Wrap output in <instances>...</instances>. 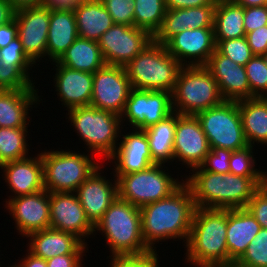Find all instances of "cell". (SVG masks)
Listing matches in <instances>:
<instances>
[{"mask_svg":"<svg viewBox=\"0 0 267 267\" xmlns=\"http://www.w3.org/2000/svg\"><path fill=\"white\" fill-rule=\"evenodd\" d=\"M195 208L192 191L185 182L170 196L140 208L146 246L157 253L154 245L169 239H181L186 245Z\"/></svg>","mask_w":267,"mask_h":267,"instance_id":"cell-1","label":"cell"},{"mask_svg":"<svg viewBox=\"0 0 267 267\" xmlns=\"http://www.w3.org/2000/svg\"><path fill=\"white\" fill-rule=\"evenodd\" d=\"M184 182L190 187L196 208H245L253 194L263 186V178H249L232 173L216 174L192 171Z\"/></svg>","mask_w":267,"mask_h":267,"instance_id":"cell-2","label":"cell"},{"mask_svg":"<svg viewBox=\"0 0 267 267\" xmlns=\"http://www.w3.org/2000/svg\"><path fill=\"white\" fill-rule=\"evenodd\" d=\"M227 209L195 208L185 263L195 267L228 265Z\"/></svg>","mask_w":267,"mask_h":267,"instance_id":"cell-3","label":"cell"},{"mask_svg":"<svg viewBox=\"0 0 267 267\" xmlns=\"http://www.w3.org/2000/svg\"><path fill=\"white\" fill-rule=\"evenodd\" d=\"M96 231H100L106 239L112 253L110 256H142L153 253L143 240L140 208L119 197L95 224L94 237Z\"/></svg>","mask_w":267,"mask_h":267,"instance_id":"cell-4","label":"cell"},{"mask_svg":"<svg viewBox=\"0 0 267 267\" xmlns=\"http://www.w3.org/2000/svg\"><path fill=\"white\" fill-rule=\"evenodd\" d=\"M125 68L133 89L172 93L182 65L153 40Z\"/></svg>","mask_w":267,"mask_h":267,"instance_id":"cell-5","label":"cell"},{"mask_svg":"<svg viewBox=\"0 0 267 267\" xmlns=\"http://www.w3.org/2000/svg\"><path fill=\"white\" fill-rule=\"evenodd\" d=\"M66 119L71 122L87 152L107 159L114 153L120 140L121 116L92 106L74 107ZM73 123V124H72Z\"/></svg>","mask_w":267,"mask_h":267,"instance_id":"cell-6","label":"cell"},{"mask_svg":"<svg viewBox=\"0 0 267 267\" xmlns=\"http://www.w3.org/2000/svg\"><path fill=\"white\" fill-rule=\"evenodd\" d=\"M223 101L217 81L205 66H182L172 92L174 112L196 115Z\"/></svg>","mask_w":267,"mask_h":267,"instance_id":"cell-7","label":"cell"},{"mask_svg":"<svg viewBox=\"0 0 267 267\" xmlns=\"http://www.w3.org/2000/svg\"><path fill=\"white\" fill-rule=\"evenodd\" d=\"M43 150L41 158L45 190L48 192H72L102 164L97 162L89 152L78 153L74 150ZM94 159V161H93ZM96 161V162H95Z\"/></svg>","mask_w":267,"mask_h":267,"instance_id":"cell-8","label":"cell"},{"mask_svg":"<svg viewBox=\"0 0 267 267\" xmlns=\"http://www.w3.org/2000/svg\"><path fill=\"white\" fill-rule=\"evenodd\" d=\"M165 168H168L165 164H153L142 171L113 175L118 183V197L142 208L170 196L184 183V175L180 176V181Z\"/></svg>","mask_w":267,"mask_h":267,"instance_id":"cell-9","label":"cell"},{"mask_svg":"<svg viewBox=\"0 0 267 267\" xmlns=\"http://www.w3.org/2000/svg\"><path fill=\"white\" fill-rule=\"evenodd\" d=\"M210 148L231 151L248 146L237 101L224 100L221 104L196 114Z\"/></svg>","mask_w":267,"mask_h":267,"instance_id":"cell-10","label":"cell"},{"mask_svg":"<svg viewBox=\"0 0 267 267\" xmlns=\"http://www.w3.org/2000/svg\"><path fill=\"white\" fill-rule=\"evenodd\" d=\"M173 112L172 93L132 88L121 115V123L123 127L129 125L132 129L145 130ZM124 122L127 125H123Z\"/></svg>","mask_w":267,"mask_h":267,"instance_id":"cell-11","label":"cell"},{"mask_svg":"<svg viewBox=\"0 0 267 267\" xmlns=\"http://www.w3.org/2000/svg\"><path fill=\"white\" fill-rule=\"evenodd\" d=\"M152 41L153 36L145 29L114 24L98 43L105 64L125 67Z\"/></svg>","mask_w":267,"mask_h":267,"instance_id":"cell-12","label":"cell"},{"mask_svg":"<svg viewBox=\"0 0 267 267\" xmlns=\"http://www.w3.org/2000/svg\"><path fill=\"white\" fill-rule=\"evenodd\" d=\"M131 89L125 67L105 64L93 74L90 106L121 116Z\"/></svg>","mask_w":267,"mask_h":267,"instance_id":"cell-13","label":"cell"},{"mask_svg":"<svg viewBox=\"0 0 267 267\" xmlns=\"http://www.w3.org/2000/svg\"><path fill=\"white\" fill-rule=\"evenodd\" d=\"M211 151L209 141L196 115H182L176 112V127L173 141V162L179 161L186 168L200 167Z\"/></svg>","mask_w":267,"mask_h":267,"instance_id":"cell-14","label":"cell"},{"mask_svg":"<svg viewBox=\"0 0 267 267\" xmlns=\"http://www.w3.org/2000/svg\"><path fill=\"white\" fill-rule=\"evenodd\" d=\"M17 37L24 53L35 63L46 57L50 9L45 5L16 10Z\"/></svg>","mask_w":267,"mask_h":267,"instance_id":"cell-15","label":"cell"},{"mask_svg":"<svg viewBox=\"0 0 267 267\" xmlns=\"http://www.w3.org/2000/svg\"><path fill=\"white\" fill-rule=\"evenodd\" d=\"M5 208L13 218L16 232L21 237L50 228V192L41 190L34 194L10 198Z\"/></svg>","mask_w":267,"mask_h":267,"instance_id":"cell-16","label":"cell"},{"mask_svg":"<svg viewBox=\"0 0 267 267\" xmlns=\"http://www.w3.org/2000/svg\"><path fill=\"white\" fill-rule=\"evenodd\" d=\"M49 210L50 228L73 233L86 244L85 240L94 235V225L87 218L76 193L50 192Z\"/></svg>","mask_w":267,"mask_h":267,"instance_id":"cell-17","label":"cell"},{"mask_svg":"<svg viewBox=\"0 0 267 267\" xmlns=\"http://www.w3.org/2000/svg\"><path fill=\"white\" fill-rule=\"evenodd\" d=\"M165 47L182 66H205L216 50L214 28L185 29Z\"/></svg>","mask_w":267,"mask_h":267,"instance_id":"cell-18","label":"cell"},{"mask_svg":"<svg viewBox=\"0 0 267 267\" xmlns=\"http://www.w3.org/2000/svg\"><path fill=\"white\" fill-rule=\"evenodd\" d=\"M101 172L104 174L102 165L75 192L87 218L94 226L118 197V183L115 176L113 181L106 179L107 177Z\"/></svg>","mask_w":267,"mask_h":267,"instance_id":"cell-19","label":"cell"},{"mask_svg":"<svg viewBox=\"0 0 267 267\" xmlns=\"http://www.w3.org/2000/svg\"><path fill=\"white\" fill-rule=\"evenodd\" d=\"M123 132L125 135L122 134ZM123 132L121 129L119 146L107 159L110 163L115 164L113 165L115 168L114 172L112 171L113 175L142 171L152 166L154 163L145 131L133 129L127 134L124 130Z\"/></svg>","mask_w":267,"mask_h":267,"instance_id":"cell-20","label":"cell"},{"mask_svg":"<svg viewBox=\"0 0 267 267\" xmlns=\"http://www.w3.org/2000/svg\"><path fill=\"white\" fill-rule=\"evenodd\" d=\"M205 67L217 81L224 100L250 99V86L245 66L238 65L216 49Z\"/></svg>","mask_w":267,"mask_h":267,"instance_id":"cell-21","label":"cell"},{"mask_svg":"<svg viewBox=\"0 0 267 267\" xmlns=\"http://www.w3.org/2000/svg\"><path fill=\"white\" fill-rule=\"evenodd\" d=\"M7 188L12 192L9 198L37 193L45 189L41 154L15 160L0 166ZM14 195V196H13Z\"/></svg>","mask_w":267,"mask_h":267,"instance_id":"cell-22","label":"cell"},{"mask_svg":"<svg viewBox=\"0 0 267 267\" xmlns=\"http://www.w3.org/2000/svg\"><path fill=\"white\" fill-rule=\"evenodd\" d=\"M55 65L54 84L55 92L62 106L69 110L74 107L90 106L93 90V74L89 72L73 70L58 64Z\"/></svg>","mask_w":267,"mask_h":267,"instance_id":"cell-23","label":"cell"},{"mask_svg":"<svg viewBox=\"0 0 267 267\" xmlns=\"http://www.w3.org/2000/svg\"><path fill=\"white\" fill-rule=\"evenodd\" d=\"M217 4L195 8L167 9L161 28L153 36L157 43L165 45L173 36L185 29L213 28Z\"/></svg>","mask_w":267,"mask_h":267,"instance_id":"cell-24","label":"cell"},{"mask_svg":"<svg viewBox=\"0 0 267 267\" xmlns=\"http://www.w3.org/2000/svg\"><path fill=\"white\" fill-rule=\"evenodd\" d=\"M27 250L44 260L66 254H86L88 244L84 243L75 234L47 228L35 231L26 236ZM86 252V253H85Z\"/></svg>","mask_w":267,"mask_h":267,"instance_id":"cell-25","label":"cell"},{"mask_svg":"<svg viewBox=\"0 0 267 267\" xmlns=\"http://www.w3.org/2000/svg\"><path fill=\"white\" fill-rule=\"evenodd\" d=\"M38 92L35 85L30 89L0 90V127H28L29 111L43 101Z\"/></svg>","mask_w":267,"mask_h":267,"instance_id":"cell-26","label":"cell"},{"mask_svg":"<svg viewBox=\"0 0 267 267\" xmlns=\"http://www.w3.org/2000/svg\"><path fill=\"white\" fill-rule=\"evenodd\" d=\"M260 229V224L246 208L227 209L228 265L243 256Z\"/></svg>","mask_w":267,"mask_h":267,"instance_id":"cell-27","label":"cell"},{"mask_svg":"<svg viewBox=\"0 0 267 267\" xmlns=\"http://www.w3.org/2000/svg\"><path fill=\"white\" fill-rule=\"evenodd\" d=\"M78 37L73 9H50L46 48V56L49 58L48 61H57Z\"/></svg>","mask_w":267,"mask_h":267,"instance_id":"cell-28","label":"cell"},{"mask_svg":"<svg viewBox=\"0 0 267 267\" xmlns=\"http://www.w3.org/2000/svg\"><path fill=\"white\" fill-rule=\"evenodd\" d=\"M80 38L99 41L114 25L113 19L101 0H82L73 9Z\"/></svg>","mask_w":267,"mask_h":267,"instance_id":"cell-29","label":"cell"},{"mask_svg":"<svg viewBox=\"0 0 267 267\" xmlns=\"http://www.w3.org/2000/svg\"><path fill=\"white\" fill-rule=\"evenodd\" d=\"M237 102L248 145L260 143L267 146V101L264 97H255Z\"/></svg>","mask_w":267,"mask_h":267,"instance_id":"cell-30","label":"cell"},{"mask_svg":"<svg viewBox=\"0 0 267 267\" xmlns=\"http://www.w3.org/2000/svg\"><path fill=\"white\" fill-rule=\"evenodd\" d=\"M73 70L94 74L105 65L99 43L78 37L56 61Z\"/></svg>","mask_w":267,"mask_h":267,"instance_id":"cell-31","label":"cell"},{"mask_svg":"<svg viewBox=\"0 0 267 267\" xmlns=\"http://www.w3.org/2000/svg\"><path fill=\"white\" fill-rule=\"evenodd\" d=\"M175 127L176 112H173L144 130L149 141L150 153L154 164H172Z\"/></svg>","mask_w":267,"mask_h":267,"instance_id":"cell-32","label":"cell"},{"mask_svg":"<svg viewBox=\"0 0 267 267\" xmlns=\"http://www.w3.org/2000/svg\"><path fill=\"white\" fill-rule=\"evenodd\" d=\"M213 28L215 41L244 37V7L236 2H217Z\"/></svg>","mask_w":267,"mask_h":267,"instance_id":"cell-33","label":"cell"},{"mask_svg":"<svg viewBox=\"0 0 267 267\" xmlns=\"http://www.w3.org/2000/svg\"><path fill=\"white\" fill-rule=\"evenodd\" d=\"M28 127H0V166L29 157Z\"/></svg>","mask_w":267,"mask_h":267,"instance_id":"cell-34","label":"cell"},{"mask_svg":"<svg viewBox=\"0 0 267 267\" xmlns=\"http://www.w3.org/2000/svg\"><path fill=\"white\" fill-rule=\"evenodd\" d=\"M134 26L147 30L152 36L161 28L166 14L165 0H134Z\"/></svg>","mask_w":267,"mask_h":267,"instance_id":"cell-35","label":"cell"},{"mask_svg":"<svg viewBox=\"0 0 267 267\" xmlns=\"http://www.w3.org/2000/svg\"><path fill=\"white\" fill-rule=\"evenodd\" d=\"M35 66H6L0 61V90L30 89L34 86L30 69Z\"/></svg>","mask_w":267,"mask_h":267,"instance_id":"cell-36","label":"cell"},{"mask_svg":"<svg viewBox=\"0 0 267 267\" xmlns=\"http://www.w3.org/2000/svg\"><path fill=\"white\" fill-rule=\"evenodd\" d=\"M254 148V146L248 145L244 149L232 151L229 173L249 178H263L264 170L260 171V167L259 169L255 167L257 160L254 157Z\"/></svg>","mask_w":267,"mask_h":267,"instance_id":"cell-37","label":"cell"},{"mask_svg":"<svg viewBox=\"0 0 267 267\" xmlns=\"http://www.w3.org/2000/svg\"><path fill=\"white\" fill-rule=\"evenodd\" d=\"M250 99L267 95V65L262 56L254 55L245 65Z\"/></svg>","mask_w":267,"mask_h":267,"instance_id":"cell-38","label":"cell"},{"mask_svg":"<svg viewBox=\"0 0 267 267\" xmlns=\"http://www.w3.org/2000/svg\"><path fill=\"white\" fill-rule=\"evenodd\" d=\"M235 264L239 267H267V229H260Z\"/></svg>","mask_w":267,"mask_h":267,"instance_id":"cell-39","label":"cell"},{"mask_svg":"<svg viewBox=\"0 0 267 267\" xmlns=\"http://www.w3.org/2000/svg\"><path fill=\"white\" fill-rule=\"evenodd\" d=\"M216 49L222 54L229 57L238 65L245 66L248 61L254 56L250 46L244 37L215 41Z\"/></svg>","mask_w":267,"mask_h":267,"instance_id":"cell-40","label":"cell"},{"mask_svg":"<svg viewBox=\"0 0 267 267\" xmlns=\"http://www.w3.org/2000/svg\"><path fill=\"white\" fill-rule=\"evenodd\" d=\"M114 24L134 26V0H101Z\"/></svg>","mask_w":267,"mask_h":267,"instance_id":"cell-41","label":"cell"},{"mask_svg":"<svg viewBox=\"0 0 267 267\" xmlns=\"http://www.w3.org/2000/svg\"><path fill=\"white\" fill-rule=\"evenodd\" d=\"M232 151L224 148H212L206 155L203 164L192 171H209L216 174L229 173V160Z\"/></svg>","mask_w":267,"mask_h":267,"instance_id":"cell-42","label":"cell"},{"mask_svg":"<svg viewBox=\"0 0 267 267\" xmlns=\"http://www.w3.org/2000/svg\"><path fill=\"white\" fill-rule=\"evenodd\" d=\"M0 61L6 66H34L36 65L25 53L17 37L5 47L0 48Z\"/></svg>","mask_w":267,"mask_h":267,"instance_id":"cell-43","label":"cell"},{"mask_svg":"<svg viewBox=\"0 0 267 267\" xmlns=\"http://www.w3.org/2000/svg\"><path fill=\"white\" fill-rule=\"evenodd\" d=\"M110 267H159V255L157 253L142 256H109Z\"/></svg>","mask_w":267,"mask_h":267,"instance_id":"cell-44","label":"cell"},{"mask_svg":"<svg viewBox=\"0 0 267 267\" xmlns=\"http://www.w3.org/2000/svg\"><path fill=\"white\" fill-rule=\"evenodd\" d=\"M261 228L267 229V189L261 186L254 194L252 199L245 207Z\"/></svg>","mask_w":267,"mask_h":267,"instance_id":"cell-45","label":"cell"},{"mask_svg":"<svg viewBox=\"0 0 267 267\" xmlns=\"http://www.w3.org/2000/svg\"><path fill=\"white\" fill-rule=\"evenodd\" d=\"M262 26H267V5L244 8L246 34Z\"/></svg>","mask_w":267,"mask_h":267,"instance_id":"cell-46","label":"cell"},{"mask_svg":"<svg viewBox=\"0 0 267 267\" xmlns=\"http://www.w3.org/2000/svg\"><path fill=\"white\" fill-rule=\"evenodd\" d=\"M253 55L262 56L267 52V26H262L245 35Z\"/></svg>","mask_w":267,"mask_h":267,"instance_id":"cell-47","label":"cell"},{"mask_svg":"<svg viewBox=\"0 0 267 267\" xmlns=\"http://www.w3.org/2000/svg\"><path fill=\"white\" fill-rule=\"evenodd\" d=\"M83 256L86 257V254L59 255L46 260V263L48 267H83Z\"/></svg>","mask_w":267,"mask_h":267,"instance_id":"cell-48","label":"cell"},{"mask_svg":"<svg viewBox=\"0 0 267 267\" xmlns=\"http://www.w3.org/2000/svg\"><path fill=\"white\" fill-rule=\"evenodd\" d=\"M167 9L195 8L204 5L217 4L216 0H165Z\"/></svg>","mask_w":267,"mask_h":267,"instance_id":"cell-49","label":"cell"},{"mask_svg":"<svg viewBox=\"0 0 267 267\" xmlns=\"http://www.w3.org/2000/svg\"><path fill=\"white\" fill-rule=\"evenodd\" d=\"M17 38V23L15 19L0 26V48L5 47Z\"/></svg>","mask_w":267,"mask_h":267,"instance_id":"cell-50","label":"cell"},{"mask_svg":"<svg viewBox=\"0 0 267 267\" xmlns=\"http://www.w3.org/2000/svg\"><path fill=\"white\" fill-rule=\"evenodd\" d=\"M82 0H44L43 5L51 10L74 9Z\"/></svg>","mask_w":267,"mask_h":267,"instance_id":"cell-51","label":"cell"},{"mask_svg":"<svg viewBox=\"0 0 267 267\" xmlns=\"http://www.w3.org/2000/svg\"><path fill=\"white\" fill-rule=\"evenodd\" d=\"M15 12L16 10L6 0H0V26L13 21Z\"/></svg>","mask_w":267,"mask_h":267,"instance_id":"cell-52","label":"cell"},{"mask_svg":"<svg viewBox=\"0 0 267 267\" xmlns=\"http://www.w3.org/2000/svg\"><path fill=\"white\" fill-rule=\"evenodd\" d=\"M27 253H25V256H22L24 258L19 259V263L23 267H48L46 260L42 259L41 257H37L34 254L30 253L28 250H26Z\"/></svg>","mask_w":267,"mask_h":267,"instance_id":"cell-53","label":"cell"},{"mask_svg":"<svg viewBox=\"0 0 267 267\" xmlns=\"http://www.w3.org/2000/svg\"><path fill=\"white\" fill-rule=\"evenodd\" d=\"M15 10L43 5L44 0H6Z\"/></svg>","mask_w":267,"mask_h":267,"instance_id":"cell-54","label":"cell"},{"mask_svg":"<svg viewBox=\"0 0 267 267\" xmlns=\"http://www.w3.org/2000/svg\"><path fill=\"white\" fill-rule=\"evenodd\" d=\"M235 2L244 8L264 6V0H236Z\"/></svg>","mask_w":267,"mask_h":267,"instance_id":"cell-55","label":"cell"},{"mask_svg":"<svg viewBox=\"0 0 267 267\" xmlns=\"http://www.w3.org/2000/svg\"><path fill=\"white\" fill-rule=\"evenodd\" d=\"M263 186L267 189V171L263 174Z\"/></svg>","mask_w":267,"mask_h":267,"instance_id":"cell-56","label":"cell"},{"mask_svg":"<svg viewBox=\"0 0 267 267\" xmlns=\"http://www.w3.org/2000/svg\"><path fill=\"white\" fill-rule=\"evenodd\" d=\"M214 267H239L235 263L234 264H229V265H219V266H214Z\"/></svg>","mask_w":267,"mask_h":267,"instance_id":"cell-57","label":"cell"},{"mask_svg":"<svg viewBox=\"0 0 267 267\" xmlns=\"http://www.w3.org/2000/svg\"><path fill=\"white\" fill-rule=\"evenodd\" d=\"M8 267H23L19 262L16 264L14 263V265L8 266Z\"/></svg>","mask_w":267,"mask_h":267,"instance_id":"cell-58","label":"cell"},{"mask_svg":"<svg viewBox=\"0 0 267 267\" xmlns=\"http://www.w3.org/2000/svg\"><path fill=\"white\" fill-rule=\"evenodd\" d=\"M217 2H235L236 0H216Z\"/></svg>","mask_w":267,"mask_h":267,"instance_id":"cell-59","label":"cell"},{"mask_svg":"<svg viewBox=\"0 0 267 267\" xmlns=\"http://www.w3.org/2000/svg\"><path fill=\"white\" fill-rule=\"evenodd\" d=\"M262 57H263V59H264L266 65H267V52H266L265 54H263Z\"/></svg>","mask_w":267,"mask_h":267,"instance_id":"cell-60","label":"cell"},{"mask_svg":"<svg viewBox=\"0 0 267 267\" xmlns=\"http://www.w3.org/2000/svg\"><path fill=\"white\" fill-rule=\"evenodd\" d=\"M267 5V0H264V6Z\"/></svg>","mask_w":267,"mask_h":267,"instance_id":"cell-61","label":"cell"}]
</instances>
